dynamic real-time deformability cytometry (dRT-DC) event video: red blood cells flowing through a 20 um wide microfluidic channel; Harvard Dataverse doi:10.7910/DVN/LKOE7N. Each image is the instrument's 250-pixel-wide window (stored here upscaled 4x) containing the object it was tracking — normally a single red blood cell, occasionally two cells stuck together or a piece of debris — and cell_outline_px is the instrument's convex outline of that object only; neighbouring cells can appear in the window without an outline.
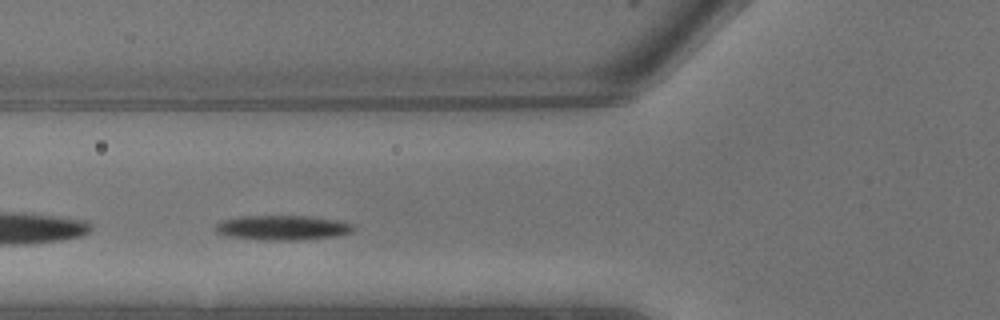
{"species": "common noctule bat (a hibernating species)", "species_latin": "Nyctalus noctula", "temperature_condition": "warm", "stored_images_in_passage": 6, "camera_frame_rate_fps": 3000, "um_per_image_px": 0.085, "animal": {"sex": "male", "body_mass_g": 13.3}, "frame": {"image": 1, "passage_image": 5, "time_ms": 1.333, "image_size_px": [1000, 320], "cell_outline_px": [[356, 228], [352, 232], [332, 236], [296, 240], [268, 240], [232, 236], [216, 232], [212, 228], [220, 220], [240, 216], [308, 216], [336, 220], [356, 224]], "centroid_in_image_um": [24.01, 19.34], "position_along_channel_um": 101.8, "area_um2": 19.77}}